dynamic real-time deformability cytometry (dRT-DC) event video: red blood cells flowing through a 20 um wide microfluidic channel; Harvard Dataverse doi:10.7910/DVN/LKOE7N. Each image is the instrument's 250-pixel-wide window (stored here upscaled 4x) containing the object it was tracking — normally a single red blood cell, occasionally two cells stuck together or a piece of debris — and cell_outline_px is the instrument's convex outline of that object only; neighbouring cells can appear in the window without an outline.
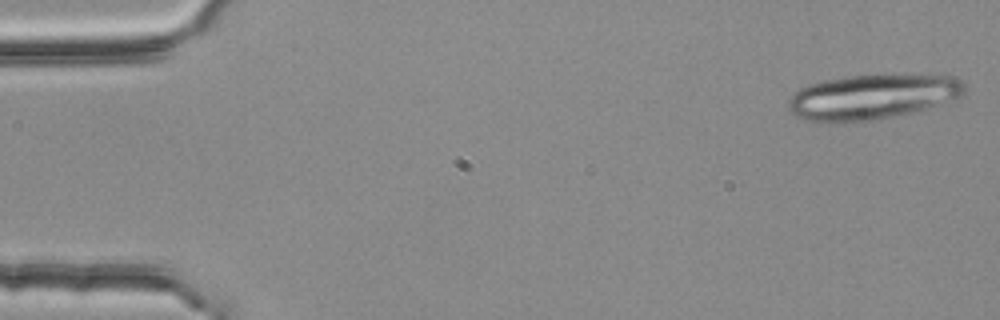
{"species": "common noctule bat (a hibernating species)", "species_latin": "Nyctalus noctula", "temperature_condition": "room temperature", "stored_images_in_passage": 4, "camera_frame_rate_fps": 3000, "um_per_image_px": 0.085, "animal": {"sex": "female", "body_mass_g": 25.1}, "frame": {"image": 1, "passage_image": 1, "time_ms": 0.0, "image_size_px": [1000, 320], "cell_outline_px": [[964, 92], [960, 96], [940, 104], [916, 112], [872, 120], [800, 120], [788, 112], [788, 100], [800, 88], [808, 84], [824, 80], [848, 76], [904, 72], [952, 76], [960, 80], [964, 84]], "centroid_in_image_um": [74.18, 8.18], "position_along_channel_um": 10.8, "area_um2": 46.64}}